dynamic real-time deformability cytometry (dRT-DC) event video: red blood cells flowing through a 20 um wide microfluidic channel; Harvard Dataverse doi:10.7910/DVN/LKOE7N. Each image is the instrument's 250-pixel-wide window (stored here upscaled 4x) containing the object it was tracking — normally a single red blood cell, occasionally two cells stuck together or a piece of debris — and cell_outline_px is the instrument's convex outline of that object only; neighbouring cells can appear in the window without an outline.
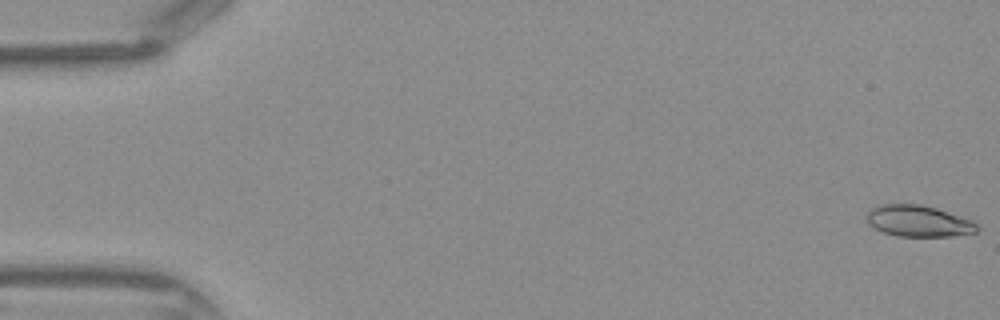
{"species": "Egyptian fruit bat (a non-hibernating species)", "species_latin": "Rousettus aegyptiacus", "temperature_condition": "warm", "stored_images_in_passage": 44, "camera_frame_rate_fps": 3000, "um_per_image_px": 0.085, "frame": {"image": 1, "passage_image": 1, "time_ms": 0.0, "image_size_px": [1000, 320], "cell_outline_px": [[980, 228], [976, 232], [952, 236], [896, 236], [884, 232], [868, 224], [864, 216], [872, 208], [880, 204], [920, 204], [936, 208], [972, 220]], "centroid_in_image_um": [78.05, 18.78], "position_along_channel_um": 7.0, "area_um2": 20.17}}
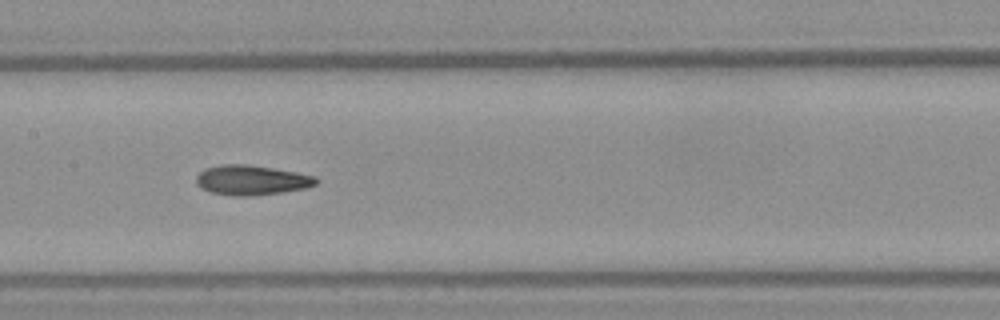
{"frame": {"image": 2, "passage_image": 22, "time_ms": 7.0, "image_size_px": [1000, 320], "cell_outline_px": [[320, 180], [316, 184], [304, 188], [280, 192], [252, 196], [232, 196], [212, 192], [200, 188], [196, 184], [196, 176], [204, 168], [220, 164], [244, 164], [272, 168], [296, 172], [316, 176]], "centroid_in_image_um": [21.35, 15.3], "position_along_channel_um": 186.0, "area_um2": 20.87}}
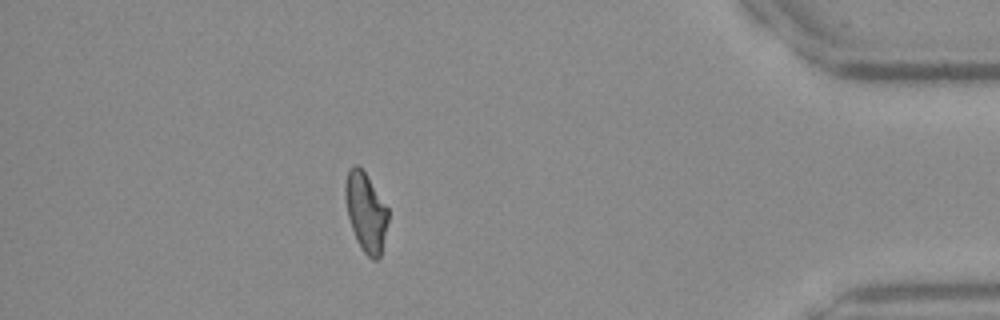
{"frame": {"image": 3, "passage_image": 39, "time_ms": 12.667, "image_size_px": [1000, 320], "cell_outline_px": [[388, 220], [380, 256], [376, 260], [372, 260], [364, 252], [356, 240], [348, 216], [344, 196], [344, 184], [348, 172], [352, 164], [356, 164], [364, 172], [388, 208]], "centroid_in_image_um": [31.08, 18.02], "position_along_channel_um": 404.1, "area_um2": 19.48}}